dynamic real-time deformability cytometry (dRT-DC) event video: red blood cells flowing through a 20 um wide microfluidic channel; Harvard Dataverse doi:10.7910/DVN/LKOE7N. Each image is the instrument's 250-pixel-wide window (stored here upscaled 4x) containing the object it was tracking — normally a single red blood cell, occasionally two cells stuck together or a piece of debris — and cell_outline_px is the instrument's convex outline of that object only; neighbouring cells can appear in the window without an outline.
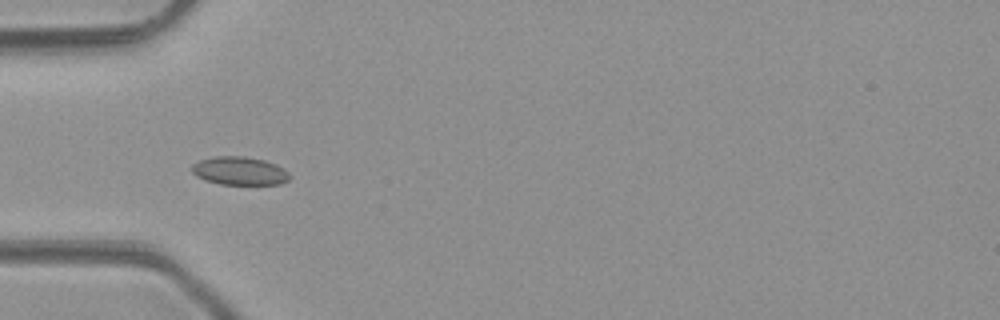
{"species": "common noctule bat (a hibernating species)", "species_latin": "Nyctalus noctula", "temperature_condition": "room temperature", "stored_images_in_passage": 5, "camera_frame_rate_fps": 3000, "um_per_image_px": 0.085, "animal": {"sex": "male", "body_mass_g": 23.1, "forearm_length_mm": 52.7}, "frame": {"image": 1, "passage_image": 4, "time_ms": 4.333, "image_size_px": [1000, 320], "cell_outline_px": [[292, 176], [288, 180], [280, 184], [220, 184], [204, 180], [196, 176], [192, 172], [192, 164], [200, 160], [216, 156], [244, 156], [264, 160], [276, 164], [284, 168]], "centroid_in_image_um": [20.38, 14.52], "position_along_channel_um": 64.6, "area_um2": 16.18}}
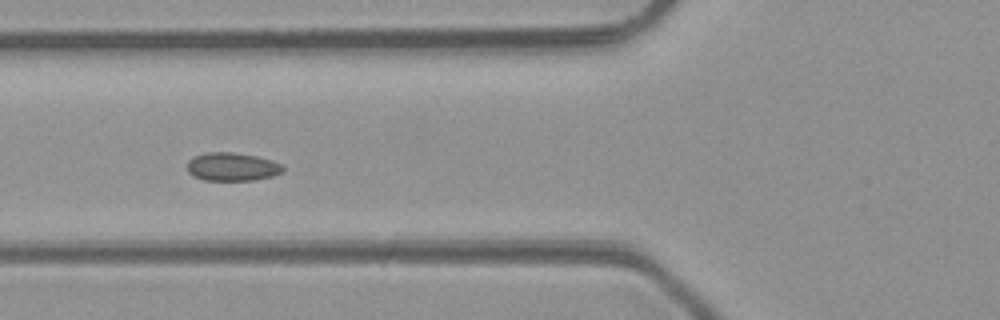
{"frame": {"image": 2, "passage_image": 5, "time_ms": 5.333, "image_size_px": [1000, 320], "cell_outline_px": [[284, 168], [280, 172], [272, 176], [252, 180], [204, 180], [192, 176], [188, 172], [188, 160], [192, 156], [208, 152], [232, 152], [256, 156], [272, 160], [280, 164]], "centroid_in_image_um": [19.68, 14.17], "position_along_channel_um": 106.1, "area_um2": 15.72}}